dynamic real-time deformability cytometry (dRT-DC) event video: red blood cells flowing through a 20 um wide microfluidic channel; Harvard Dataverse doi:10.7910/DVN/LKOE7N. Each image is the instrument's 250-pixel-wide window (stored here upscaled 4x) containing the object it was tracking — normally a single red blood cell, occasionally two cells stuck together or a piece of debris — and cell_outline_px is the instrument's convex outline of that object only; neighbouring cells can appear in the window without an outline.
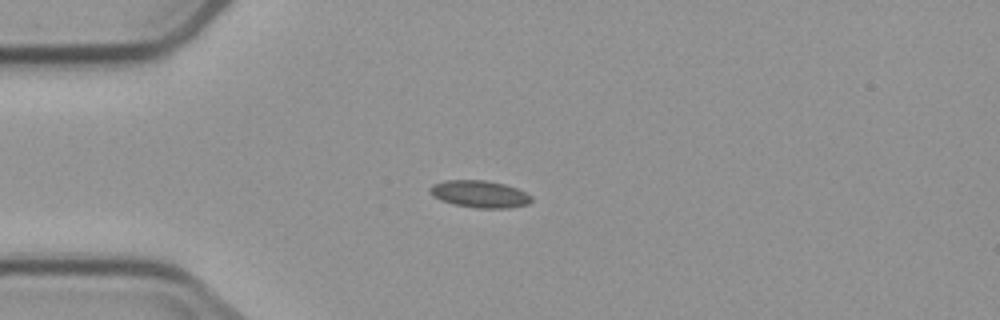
{"species": "common noctule bat (a hibernating species)", "species_latin": "Nyctalus noctula", "temperature_condition": "cold", "stored_images_in_passage": 5, "camera_frame_rate_fps": 3000, "um_per_image_px": 0.085, "animal": {"sex": "male", "body_mass_g": 23.1, "forearm_length_mm": 52.7}, "frame": {"image": 1, "passage_image": 1, "time_ms": 0.0, "image_size_px": [1000, 320], "cell_outline_px": [[532, 200], [528, 204], [508, 208], [476, 208], [456, 204], [440, 200], [432, 196], [428, 192], [428, 188], [432, 184], [444, 180], [484, 180], [504, 184], [516, 188], [532, 196]], "centroid_in_image_um": [40.73, 16.49], "position_along_channel_um": 44.3, "area_um2": 16.07}}
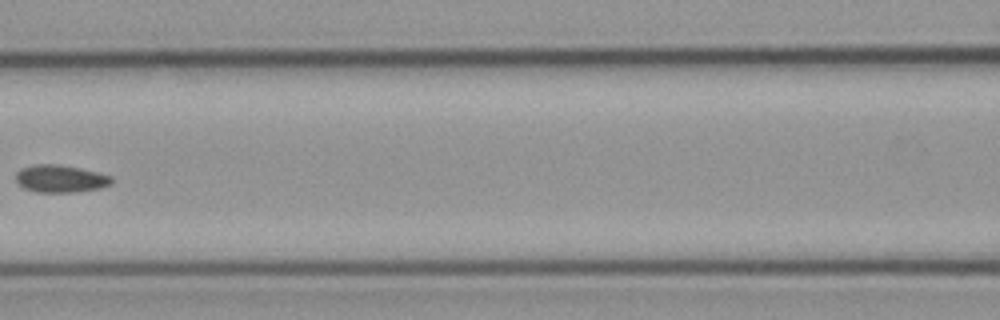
{"frame": {"image": 2, "passage_image": 4, "time_ms": 3.667, "image_size_px": [1000, 320], "cell_outline_px": [[112, 184], [100, 188], [72, 192], [36, 192], [24, 188], [16, 180], [16, 172], [24, 168], [36, 164], [56, 164], [80, 168], [112, 176]], "centroid_in_image_um": [5.15, 15.19], "position_along_channel_um": 161.4, "area_um2": 15.14}}
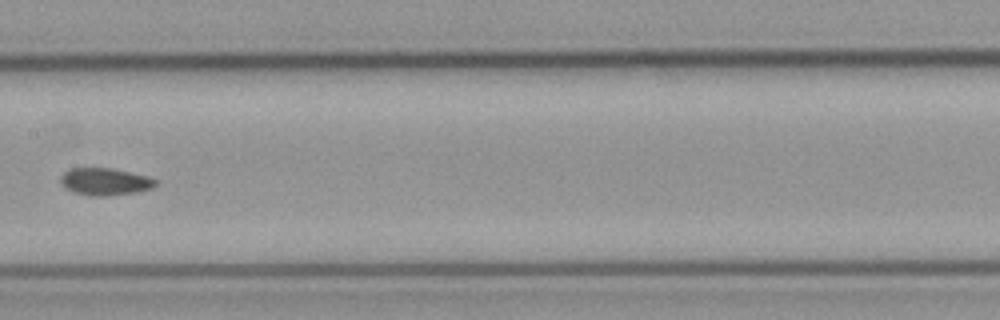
{"frame": {"image": 3, "passage_image": 5, "time_ms": 4.667, "image_size_px": [1000, 320], "cell_outline_px": [[156, 184], [152, 188], [136, 192], [104, 196], [92, 196], [76, 192], [64, 188], [60, 184], [60, 176], [68, 168], [112, 168], [148, 176], [156, 180]], "centroid_in_image_um": [8.89, 15.43], "position_along_channel_um": 198.5, "area_um2": 15.09}}